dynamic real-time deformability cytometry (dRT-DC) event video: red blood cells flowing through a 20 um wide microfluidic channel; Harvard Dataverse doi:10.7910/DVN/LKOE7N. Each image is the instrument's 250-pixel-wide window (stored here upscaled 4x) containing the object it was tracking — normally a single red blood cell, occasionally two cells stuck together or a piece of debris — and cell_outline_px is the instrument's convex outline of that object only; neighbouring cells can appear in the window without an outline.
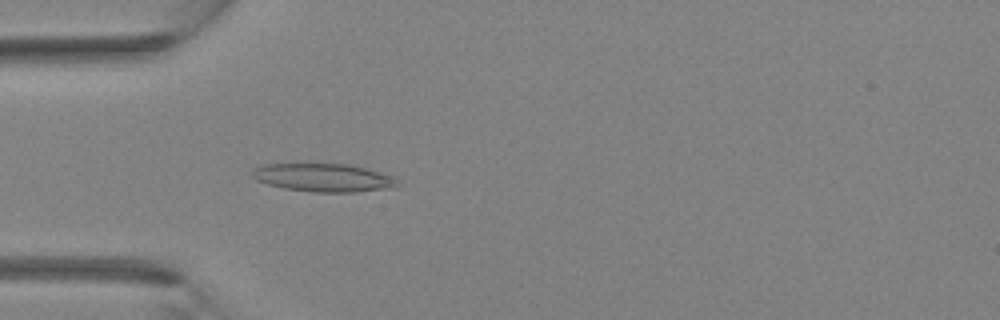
{"species": "Egyptian fruit bat (a non-hibernating species)", "species_latin": "Rousettus aegyptiacus", "temperature_condition": "room temperature", "stored_images_in_passage": 1, "camera_frame_rate_fps": 3000, "um_per_image_px": 0.085, "animal": {"sex": "female"}, "frame": {"image": 1, "passage_image": 1, "time_ms": 0.0, "image_size_px": [1000, 320], "cell_outline_px": [[400, 184], [396, 188], [356, 192], [312, 192], [284, 188], [268, 184], [256, 180], [252, 176], [252, 172], [256, 168], [264, 164], [304, 160], [348, 164], [396, 176], [400, 180]], "centroid_in_image_um": [27.51, 15.05], "position_along_channel_um": 57.5, "area_um2": 25.26}}